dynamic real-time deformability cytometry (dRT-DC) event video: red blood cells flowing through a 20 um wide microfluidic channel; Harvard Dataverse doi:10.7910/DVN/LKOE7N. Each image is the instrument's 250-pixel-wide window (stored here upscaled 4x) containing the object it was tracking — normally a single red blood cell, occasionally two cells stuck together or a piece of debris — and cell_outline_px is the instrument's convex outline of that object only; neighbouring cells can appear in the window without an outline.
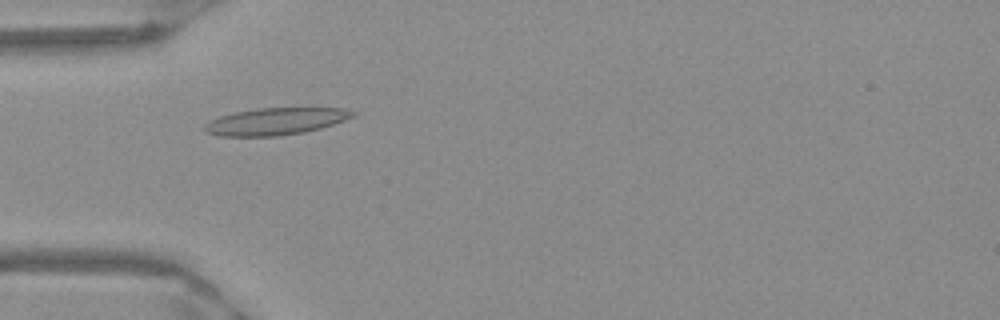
{"species": "Egyptian fruit bat (a non-hibernating species)", "species_latin": "Rousettus aegyptiacus", "temperature_condition": "warm", "stored_images_in_passage": 35, "camera_frame_rate_fps": 3000, "um_per_image_px": 0.085, "frame": {"image": 1, "passage_image": 4, "time_ms": 1.0, "image_size_px": [1000, 320], "cell_outline_px": [[360, 112], [356, 116], [320, 128], [304, 132], [276, 136], [220, 136], [204, 132], [204, 124], [208, 120], [220, 116], [236, 112], [256, 108], [344, 108]], "centroid_in_image_um": [23.43, 10.31], "position_along_channel_um": 61.6, "area_um2": 23.47}}
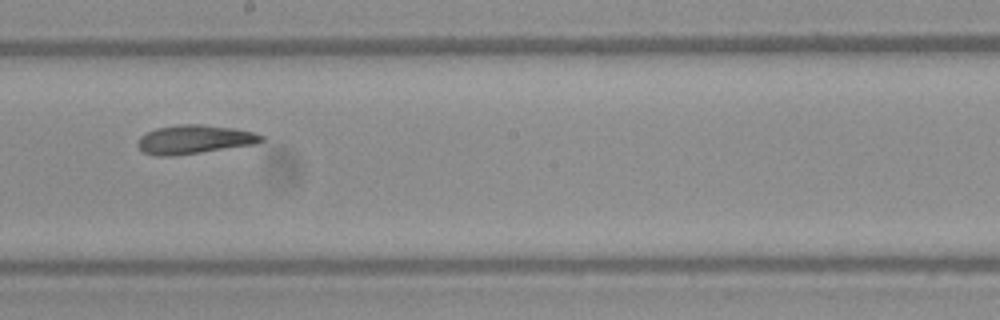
{"frame": {"image": 2, "passage_image": 17, "time_ms": 5.333, "image_size_px": [1000, 320], "cell_outline_px": [[264, 140], [256, 144], [176, 156], [156, 156], [144, 152], [136, 144], [140, 136], [156, 128], [180, 124], [200, 124], [232, 128], [256, 132], [264, 136]], "centroid_in_image_um": [16.53, 11.86], "position_along_channel_um": 231.7, "area_um2": 20.87}}
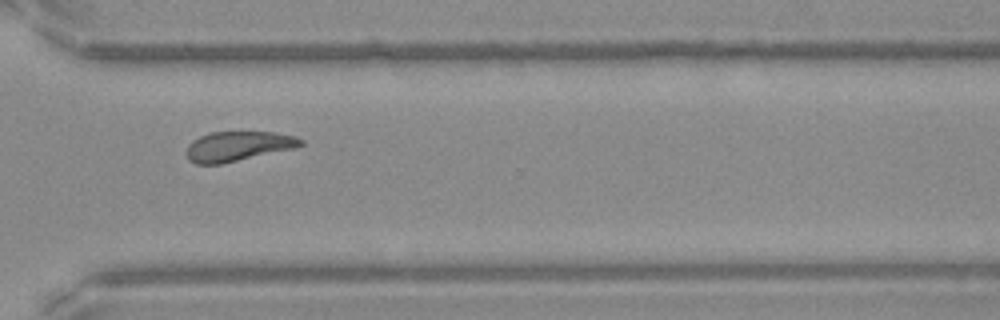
{"frame": {"image": 3, "passage_image": 26, "time_ms": 8.333, "image_size_px": [1000, 320], "cell_outline_px": [[304, 144], [296, 148], [220, 164], [196, 164], [188, 160], [188, 144], [192, 140], [208, 132], [276, 132], [296, 136], [304, 140]], "centroid_in_image_um": [20.26, 12.42], "position_along_channel_um": 350.3, "area_um2": 19.88}, "authors_computed_cell_mechanics": {"area_um2": 20.7502, "velocity_mm_per_s": 3.9633, "shape_relaxation_time_tau1_ms": null, "shape_relaxation_time_tau2_ms": 5.1786, "deformation_change_tau1": null, "deformation_change_tau2": 0.1397}}